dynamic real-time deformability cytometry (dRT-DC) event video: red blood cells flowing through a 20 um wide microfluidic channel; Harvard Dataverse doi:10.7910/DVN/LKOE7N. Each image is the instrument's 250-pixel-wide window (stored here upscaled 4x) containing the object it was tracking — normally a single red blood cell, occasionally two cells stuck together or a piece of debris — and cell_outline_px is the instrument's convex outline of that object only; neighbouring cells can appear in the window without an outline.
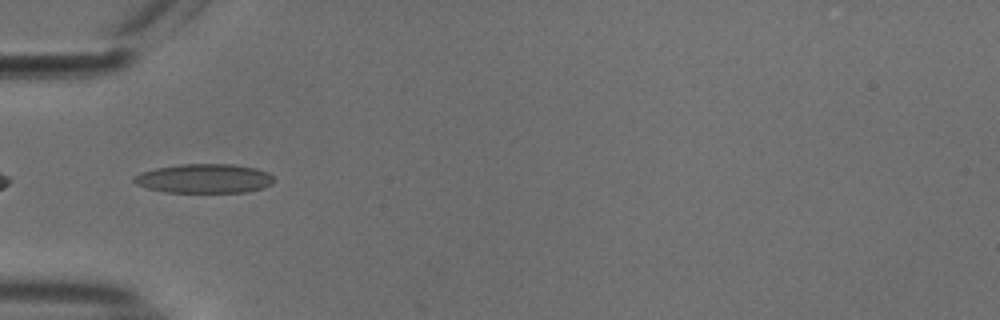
{"species": "common noctule bat (a hibernating species)", "species_latin": "Nyctalus noctula", "temperature_condition": "cold", "stored_images_in_passage": 38, "camera_frame_rate_fps": 3000, "um_per_image_px": 0.085, "animal": {"sex": "male", "body_mass_g": 18.8}, "frame": {"image": 1, "passage_image": 2, "time_ms": 0.333, "image_size_px": [1000, 320], "cell_outline_px": [[276, 180], [272, 184], [264, 188], [244, 192], [164, 192], [148, 188], [136, 184], [132, 180], [132, 176], [140, 172], [156, 168], [180, 164], [232, 164], [256, 168], [268, 172]], "centroid_in_image_um": [17.36, 15.17], "position_along_channel_um": 67.6, "area_um2": 23.99}}
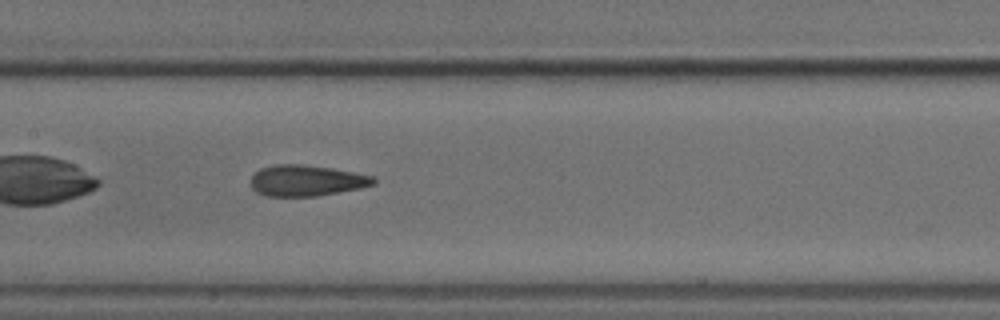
{"frame": {"image": 2, "passage_image": 11, "time_ms": 3.333, "image_size_px": [1000, 320], "cell_outline_px": [[376, 184], [360, 188], [316, 196], [268, 196], [256, 192], [252, 188], [252, 176], [260, 168], [276, 164], [300, 164], [332, 168], [372, 176], [376, 180]], "centroid_in_image_um": [26.04, 15.35], "position_along_channel_um": 181.4, "area_um2": 22.02}}
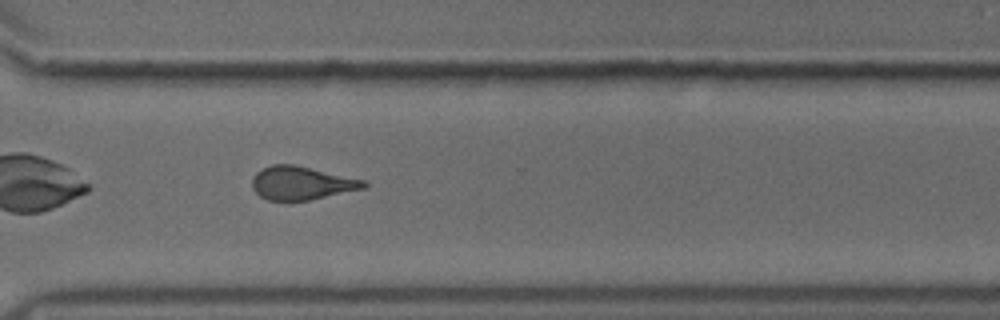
{"frame": {"image": 3, "passage_image": 24, "time_ms": 7.667, "image_size_px": [1000, 320], "cell_outline_px": [[368, 184], [364, 188], [308, 200], [268, 200], [260, 196], [252, 188], [252, 180], [256, 172], [260, 168], [272, 164], [296, 164], [368, 180]], "centroid_in_image_um": [25.64, 15.53], "position_along_channel_um": 345.0, "area_um2": 21.91}, "authors_computed_cell_mechanics": {"area_um2": 21.9351, "velocity_mm_per_s": 3.7815, "shape_relaxation_time_tau1_ms": 5.5886, "shape_relaxation_time_tau2_ms": 2.0481, "deformation_change_tau1": 0.1404, "deformation_change_tau2": 0.1072}}